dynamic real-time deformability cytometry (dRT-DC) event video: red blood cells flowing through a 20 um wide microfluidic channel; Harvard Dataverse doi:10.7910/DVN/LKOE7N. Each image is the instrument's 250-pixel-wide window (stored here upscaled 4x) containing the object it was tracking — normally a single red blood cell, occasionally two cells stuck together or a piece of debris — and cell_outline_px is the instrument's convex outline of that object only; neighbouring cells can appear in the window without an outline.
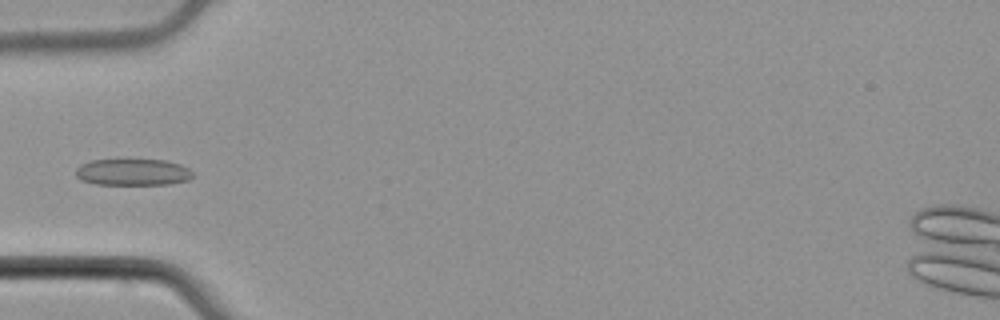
{"species": "common noctule bat (a hibernating species)", "species_latin": "Nyctalus noctula", "temperature_condition": "cold", "stored_images_in_passage": 4, "camera_frame_rate_fps": 3000, "um_per_image_px": 0.085, "animal": {"sex": "male", "body_mass_g": 21.5, "forearm_length_mm": 52.0}, "frame": {"image": 1, "passage_image": 4, "time_ms": 1.0, "image_size_px": [1000, 320], "cell_outline_px": [[196, 176], [188, 180], [168, 184], [96, 184], [80, 180], [76, 176], [76, 168], [80, 164], [92, 160], [164, 160], [180, 164], [188, 168]], "centroid_in_image_um": [11.29, 14.63], "position_along_channel_um": 73.7, "area_um2": 18.15}}